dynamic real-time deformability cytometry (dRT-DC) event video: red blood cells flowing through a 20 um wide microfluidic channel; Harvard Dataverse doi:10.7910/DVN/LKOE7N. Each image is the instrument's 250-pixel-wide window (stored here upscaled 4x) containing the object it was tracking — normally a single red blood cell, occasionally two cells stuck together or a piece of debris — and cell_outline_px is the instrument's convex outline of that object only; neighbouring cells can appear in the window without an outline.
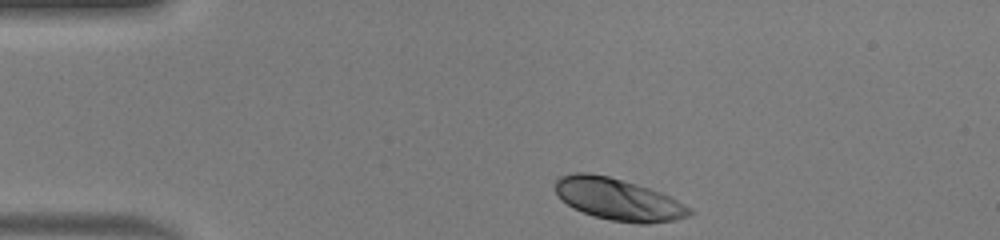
{"species": "human", "species_latin": "Homo sapiens", "temperature_condition": "warm", "stored_images_in_passage": 34, "camera_frame_rate_fps": 3000, "um_per_image_px": 0.085, "donor": {"sex": "male"}, "frame": {"image": 1, "passage_image": 1, "time_ms": 0.0, "image_size_px": [1000, 240], "cell_outline_px": [[692, 212], [688, 216], [676, 220], [648, 224], [640, 224], [612, 220], [596, 216], [572, 208], [556, 192], [556, 180], [560, 176], [572, 172], [588, 172], [608, 176], [636, 184], [660, 192], [692, 208]], "centroid_in_image_um": [52.56, 16.94], "position_along_channel_um": 32.4, "area_um2": 32.43}}
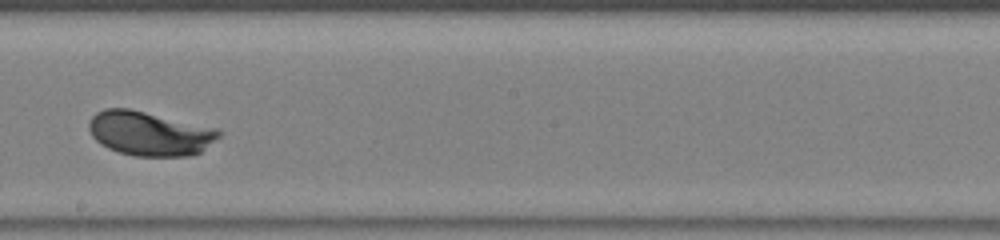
{"frame": {"image": 2, "passage_image": 20, "time_ms": 6.333, "image_size_px": [1000, 240], "cell_outline_px": [[224, 132], [220, 136], [200, 152], [188, 156], [136, 156], [120, 152], [108, 148], [100, 144], [92, 136], [88, 128], [88, 124], [92, 116], [96, 112], [104, 108], [128, 108], [216, 128]], "centroid_in_image_um": [12.7, 11.34], "position_along_channel_um": 235.5, "area_um2": 33.41}}
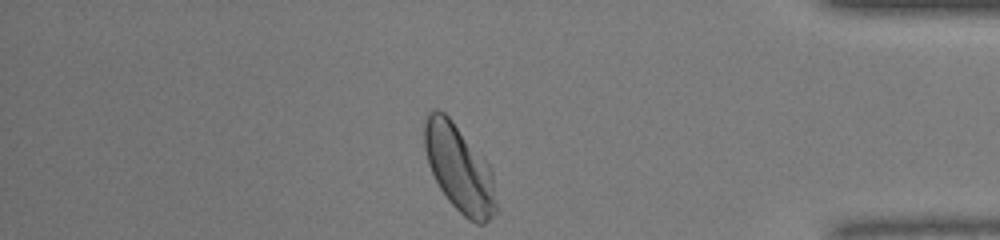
{"frame": {"image": 3, "passage_image": 34, "time_ms": 11.0, "image_size_px": [1000, 240], "cell_outline_px": [[500, 208], [484, 224], [476, 224], [468, 220], [448, 200], [440, 188], [428, 164], [424, 148], [424, 120], [428, 112], [432, 108], [436, 108], [444, 112], [452, 120], [488, 164], [492, 172]], "centroid_in_image_um": [39.05, 14.34], "position_along_channel_um": 396.1, "area_um2": 36.59}, "authors_computed_cell_mechanics": {"area_um2": 33.0327, "velocity_mm_per_s": 4.0803, "shape_relaxation_time_tau1_ms": 1.6555, "shape_relaxation_time_tau2_ms": null, "deformation_change_tau1": 0.1228, "deformation_change_tau2": null}}